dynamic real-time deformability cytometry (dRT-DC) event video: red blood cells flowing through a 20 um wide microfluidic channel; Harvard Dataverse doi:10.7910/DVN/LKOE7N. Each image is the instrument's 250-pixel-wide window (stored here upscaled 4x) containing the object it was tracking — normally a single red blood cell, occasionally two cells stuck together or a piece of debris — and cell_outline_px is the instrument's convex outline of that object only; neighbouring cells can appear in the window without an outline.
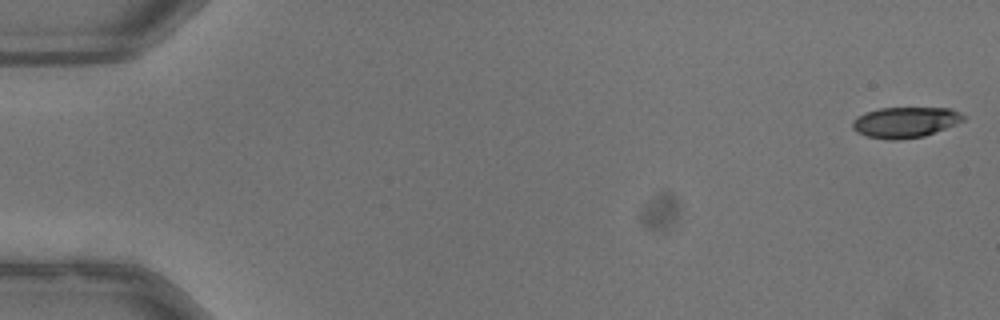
{"species": "common noctule bat (a hibernating species)", "species_latin": "Nyctalus noctula", "temperature_condition": "warm", "stored_images_in_passage": 52, "camera_frame_rate_fps": 3000, "um_per_image_px": 0.085, "animal": {"sex": "male", "body_mass_g": 13.3}, "frame": {"image": 1, "passage_image": 1, "time_ms": 0.0, "image_size_px": [1000, 320], "cell_outline_px": [[964, 120], [924, 136], [896, 140], [892, 140], [868, 136], [856, 132], [852, 128], [852, 120], [856, 116], [864, 112], [880, 108], [948, 108], [960, 112], [964, 116]], "centroid_in_image_um": [76.88, 10.38], "position_along_channel_um": 8.1, "area_um2": 19.65}}
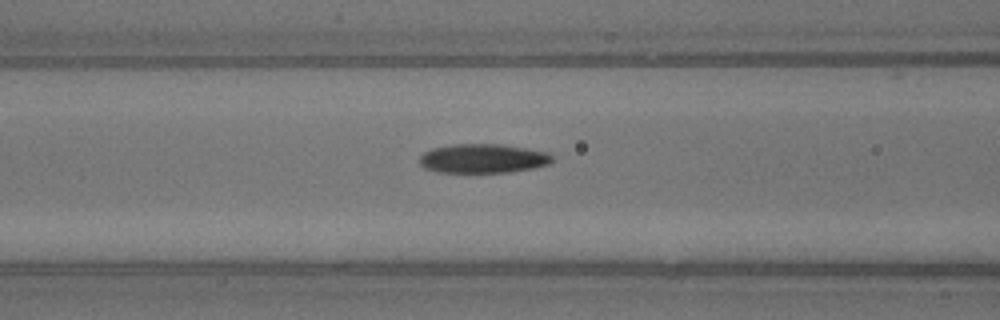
{"frame": {"image": 2, "passage_image": 22, "time_ms": 7.0, "image_size_px": [1000, 320], "cell_outline_px": [[552, 160], [548, 164], [532, 168], [508, 172], [440, 172], [424, 168], [420, 164], [420, 156], [424, 152], [432, 148], [452, 144], [500, 144], [548, 152], [552, 156]], "centroid_in_image_um": [41.02, 13.46], "position_along_channel_um": 125.6, "area_um2": 22.37}}
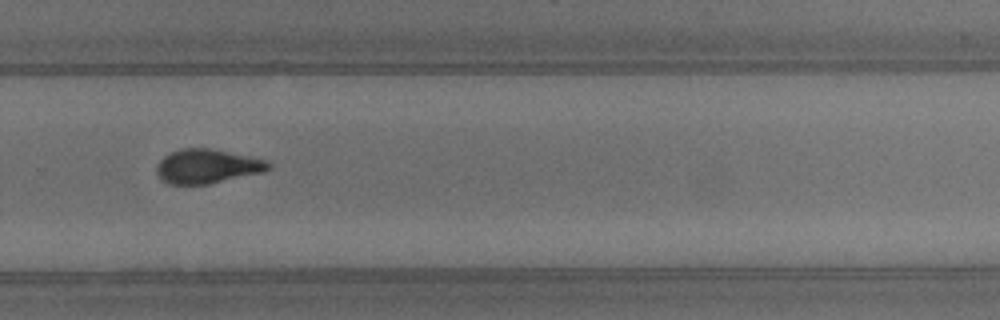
{"frame": {"image": 3, "passage_image": 36, "time_ms": 11.667, "image_size_px": [1000, 320], "cell_outline_px": [[272, 168], [264, 172], [208, 184], [168, 184], [160, 180], [156, 172], [156, 164], [168, 152], [180, 148], [212, 148], [268, 160], [272, 164]], "centroid_in_image_um": [17.61, 14.13], "position_along_channel_um": 312.2, "area_um2": 22.72}, "authors_computed_cell_mechanics": {"area_um2": 22.0507, "velocity_mm_per_s": 4.0087, "shape_relaxation_time_tau1_ms": 5.5036, "shape_relaxation_time_tau2_ms": 2.7035, "deformation_change_tau1": 0.1802, "deformation_change_tau2": 0.0989}}